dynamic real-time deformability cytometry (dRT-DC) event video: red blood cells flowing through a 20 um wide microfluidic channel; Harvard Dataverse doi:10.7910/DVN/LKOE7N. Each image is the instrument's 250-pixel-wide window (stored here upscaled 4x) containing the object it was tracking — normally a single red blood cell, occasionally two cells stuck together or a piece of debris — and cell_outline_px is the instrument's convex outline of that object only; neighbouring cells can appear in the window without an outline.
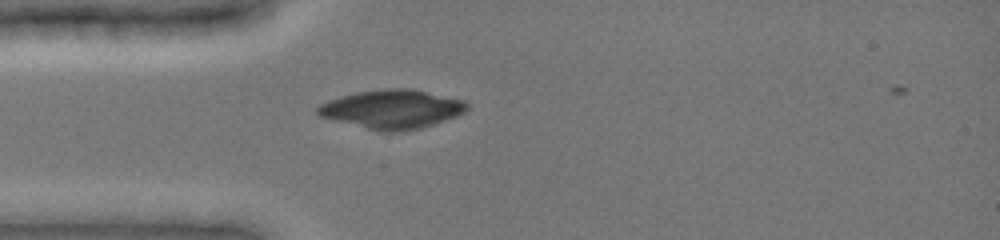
{"species": "common noctule bat (a hibernating species)", "species_latin": "Nyctalus noctula", "temperature_condition": "cold", "stored_images_in_passage": 38, "camera_frame_rate_fps": 3000, "um_per_image_px": 0.085, "animal": {"sex": "female", "body_mass_g": 19.0, "forearm_length_mm": 51.5}, "frame": {"image": 1, "passage_image": 3, "time_ms": 0.667, "image_size_px": [1000, 240], "cell_outline_px": [[468, 108], [464, 112], [456, 116], [420, 128], [400, 132], [380, 132], [320, 116], [316, 112], [316, 108], [320, 104], [328, 100], [340, 96], [356, 92], [388, 88], [408, 88], [464, 100], [468, 104]], "centroid_in_image_um": [33.3, 9.28], "position_along_channel_um": 51.7, "area_um2": 33.58}}
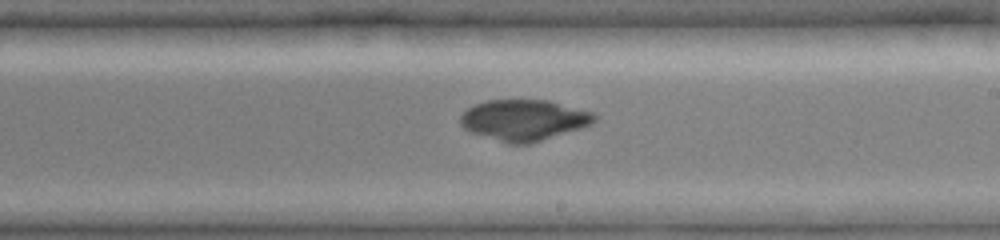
{"frame": {"image": 2, "passage_image": 18, "time_ms": 5.667, "image_size_px": [1000, 240], "cell_outline_px": [[600, 116], [592, 124], [580, 128], [528, 144], [508, 144], [472, 132], [464, 128], [460, 124], [460, 116], [468, 108], [476, 104], [488, 100], [548, 100], [592, 112]], "centroid_in_image_um": [44.54, 10.2], "position_along_channel_um": 244.5, "area_um2": 31.73}}
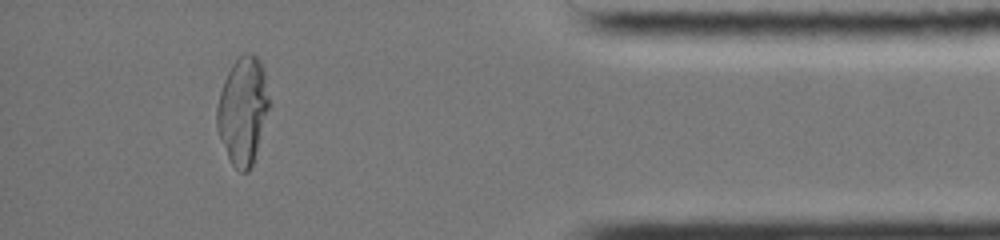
{"frame": {"image": 3, "passage_image": 33, "time_ms": 10.667, "image_size_px": [1000, 240], "cell_outline_px": [[268, 108], [256, 152], [252, 164], [248, 172], [240, 172], [232, 164], [228, 156], [216, 128], [216, 108], [220, 92], [224, 80], [232, 64], [240, 56], [256, 56], [260, 60], [264, 68], [268, 96]], "centroid_in_image_um": [20.62, 9.41], "position_along_channel_um": 414.6, "area_um2": 31.91}}